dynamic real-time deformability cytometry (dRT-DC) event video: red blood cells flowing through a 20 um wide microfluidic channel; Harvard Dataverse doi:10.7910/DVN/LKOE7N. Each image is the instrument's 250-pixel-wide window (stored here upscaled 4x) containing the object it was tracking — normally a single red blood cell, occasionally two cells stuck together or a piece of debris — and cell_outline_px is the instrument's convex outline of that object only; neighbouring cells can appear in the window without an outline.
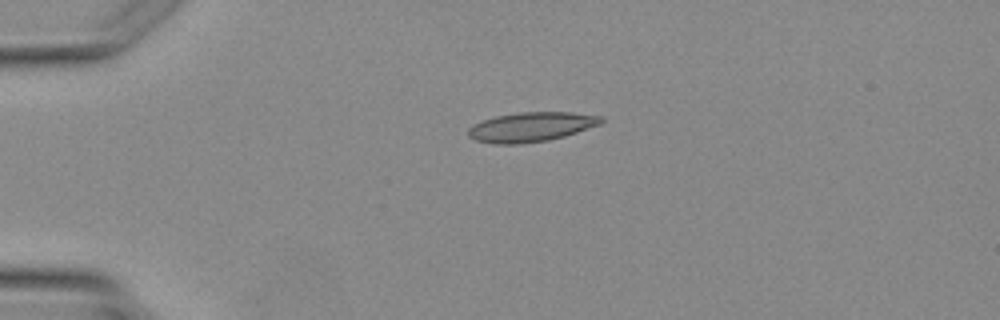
{"species": "Egyptian fruit bat (a non-hibernating species)", "species_latin": "Rousettus aegyptiacus", "temperature_condition": "warm", "stored_images_in_passage": 2, "camera_frame_rate_fps": 3000, "um_per_image_px": 0.085, "animal": {"sex": "female"}, "frame": {"image": 1, "passage_image": 1, "time_ms": 0.0, "image_size_px": [1000, 320], "cell_outline_px": [[604, 120], [600, 124], [564, 136], [548, 140], [520, 144], [492, 144], [476, 140], [468, 136], [468, 128], [472, 124], [496, 116], [520, 112], [572, 112], [604, 116]], "centroid_in_image_um": [45.14, 10.79], "position_along_channel_um": 39.9, "area_um2": 22.89}}